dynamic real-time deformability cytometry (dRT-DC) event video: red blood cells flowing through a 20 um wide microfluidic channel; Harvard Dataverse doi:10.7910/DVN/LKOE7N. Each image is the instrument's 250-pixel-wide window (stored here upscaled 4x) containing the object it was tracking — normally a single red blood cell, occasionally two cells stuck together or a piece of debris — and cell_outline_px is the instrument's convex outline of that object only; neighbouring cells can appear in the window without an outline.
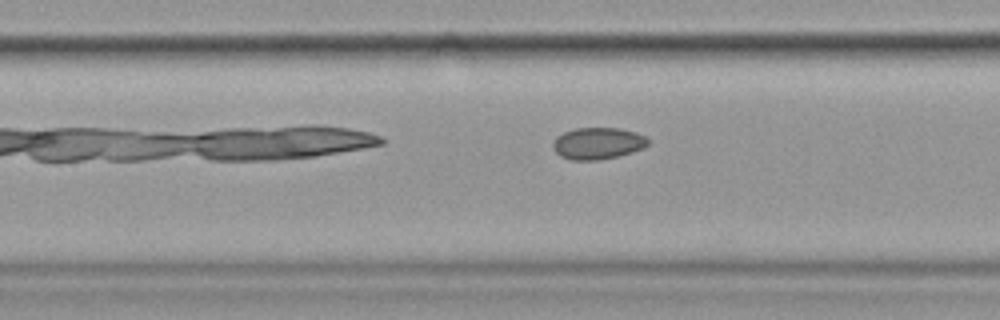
{"species": "common noctule bat (a hibernating species)", "species_latin": "Nyctalus noctula", "temperature_condition": "cold", "stored_images_in_passage": 16, "camera_frame_rate_fps": 3000, "um_per_image_px": 0.085, "animal": {"sex": "female", "body_mass_g": 19.9}, "frame": {"image": 1, "passage_image": 7, "time_ms": 8.333, "image_size_px": [1000, 320], "cell_outline_px": [[648, 144], [644, 148], [632, 152], [616, 156], [596, 160], [572, 160], [560, 156], [552, 148], [552, 144], [556, 136], [564, 132], [576, 128], [620, 128], [636, 132], [644, 136], [648, 140]], "centroid_in_image_um": [50.79, 12.18], "position_along_channel_um": 156.6, "area_um2": 17.57}}
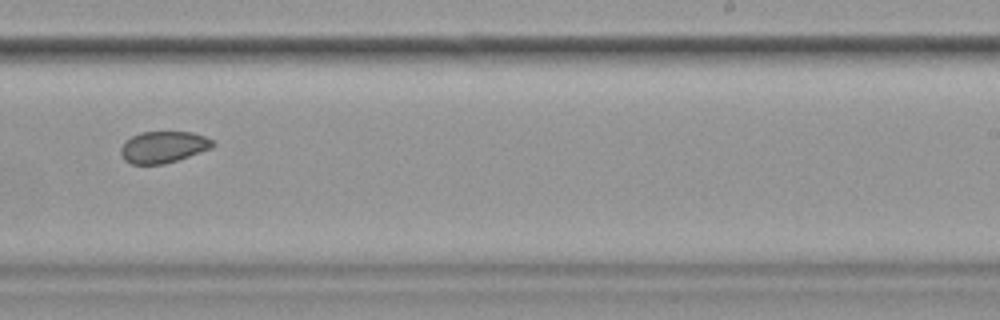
{"frame": {"image": 2, "passage_image": 10, "time_ms": 11.667, "image_size_px": [1000, 320], "cell_outline_px": [[216, 144], [212, 148], [164, 164], [132, 164], [124, 160], [120, 152], [120, 148], [132, 136], [140, 132], [192, 132], [204, 136], [212, 140]], "centroid_in_image_um": [13.89, 12.5], "position_along_channel_um": 275.1, "area_um2": 16.76}}
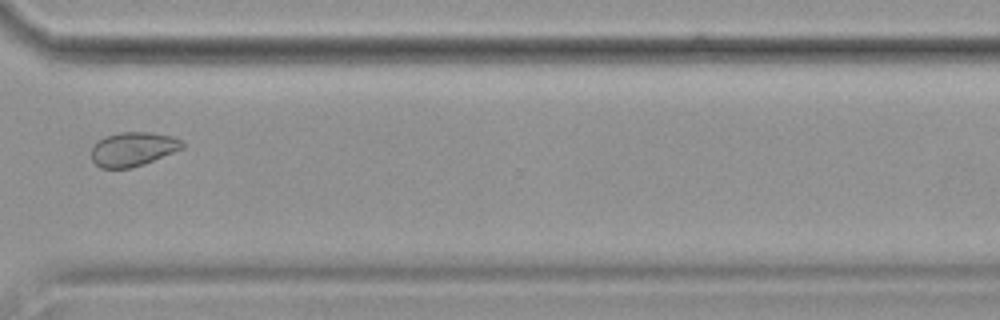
{"frame": {"image": 3, "passage_image": 12, "time_ms": 14.0, "image_size_px": [1000, 320], "cell_outline_px": [[184, 148], [144, 164], [132, 168], [100, 168], [92, 160], [92, 144], [96, 140], [104, 136], [120, 132], [148, 132], [172, 136], [180, 140], [184, 144]], "centroid_in_image_um": [11.27, 12.67], "position_along_channel_um": 359.3, "area_um2": 18.21}, "authors_computed_cell_mechanics": {"area_um2": 20.6346, "velocity_mm_per_s": 3.5659, "shape_relaxation_time_tau1_ms": 3.7498, "shape_relaxation_time_tau2_ms": 0.9491, "deformation_change_tau1": 0.1551, "deformation_change_tau2": 0.009}}